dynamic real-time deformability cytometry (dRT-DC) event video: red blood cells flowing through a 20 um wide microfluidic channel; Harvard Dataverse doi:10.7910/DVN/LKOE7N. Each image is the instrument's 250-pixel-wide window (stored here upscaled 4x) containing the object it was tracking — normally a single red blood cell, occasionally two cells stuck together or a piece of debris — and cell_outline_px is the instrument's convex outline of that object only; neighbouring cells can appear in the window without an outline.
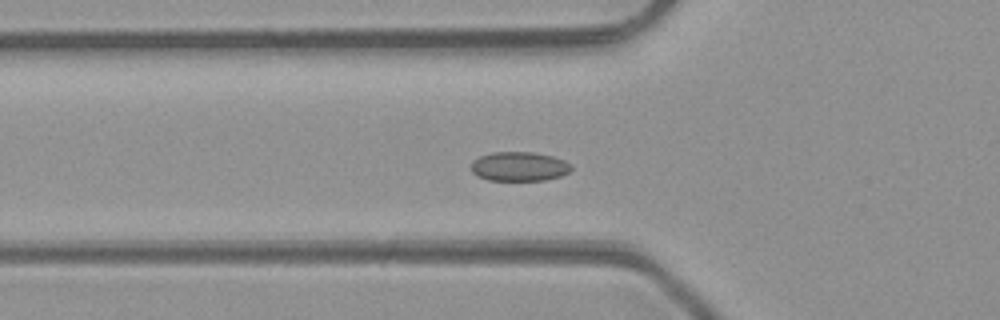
{"species": "common noctule bat (a hibernating species)", "species_latin": "Nyctalus noctula", "temperature_condition": "room temperature", "stored_images_in_passage": 37, "camera_frame_rate_fps": 3000, "um_per_image_px": 0.085, "animal": {"sex": "male", "body_mass_g": 23.1, "forearm_length_mm": 52.7}, "frame": {"image": 1, "passage_image": 4, "time_ms": 1.0, "image_size_px": [1000, 320], "cell_outline_px": [[572, 168], [568, 172], [560, 176], [544, 180], [488, 180], [476, 176], [472, 172], [472, 160], [480, 156], [492, 152], [532, 152], [552, 156], [564, 160], [572, 164]], "centroid_in_image_um": [44.12, 14.15], "position_along_channel_um": 81.7, "area_um2": 17.11}}
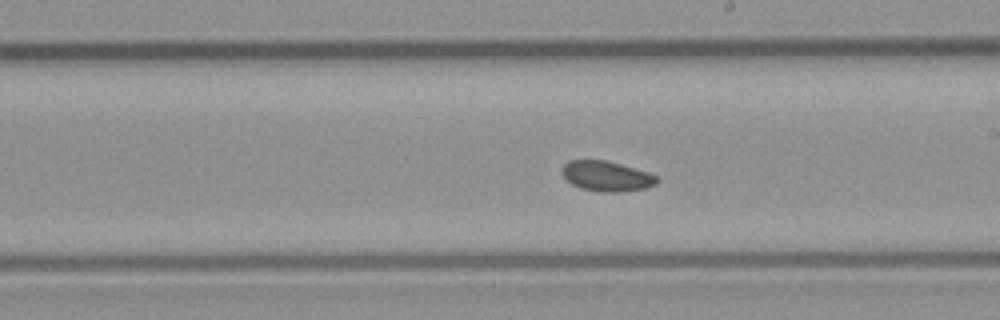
{"frame": {"image": 2, "passage_image": 15, "time_ms": 4.667, "image_size_px": [1000, 320], "cell_outline_px": [[660, 180], [656, 184], [644, 188], [620, 192], [600, 192], [580, 188], [572, 184], [560, 172], [564, 164], [568, 160], [604, 160], [620, 164], [648, 172], [656, 176]], "centroid_in_image_um": [51.54, 14.97], "position_along_channel_um": 237.5, "area_um2": 16.65}}
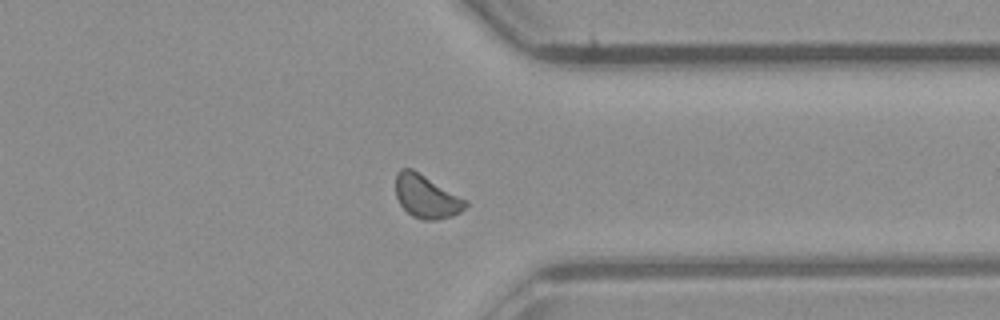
{"frame": {"image": 3, "passage_image": 25, "time_ms": 8.0, "image_size_px": [1000, 320], "cell_outline_px": [[468, 204], [460, 212], [452, 216], [436, 220], [424, 220], [412, 216], [400, 204], [396, 196], [396, 172], [400, 168], [412, 168], [468, 200]], "centroid_in_image_um": [36.25, 16.69], "position_along_channel_um": 375.2, "area_um2": 17.63}}